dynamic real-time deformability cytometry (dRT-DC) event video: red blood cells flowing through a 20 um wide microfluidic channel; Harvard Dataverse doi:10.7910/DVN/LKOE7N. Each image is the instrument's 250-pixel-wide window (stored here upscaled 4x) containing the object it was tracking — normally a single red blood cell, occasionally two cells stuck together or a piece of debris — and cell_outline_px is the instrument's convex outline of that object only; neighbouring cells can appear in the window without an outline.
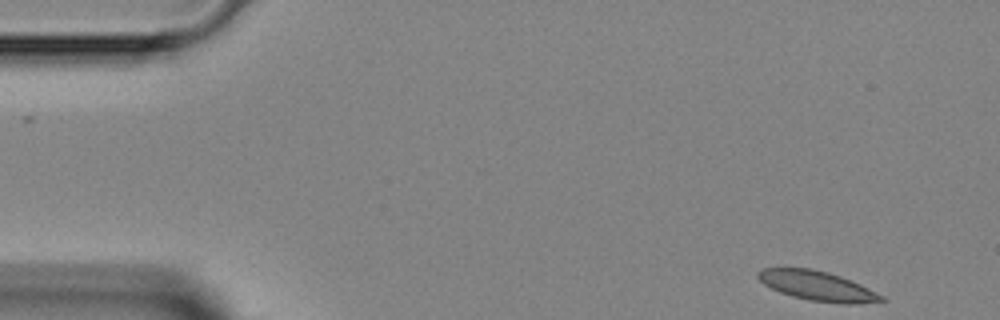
{"species": "Egyptian fruit bat (a non-hibernating species)", "species_latin": "Rousettus aegyptiacus", "temperature_condition": "room temperature", "stored_images_in_passage": 11, "camera_frame_rate_fps": 3000, "um_per_image_px": 0.085, "animal": {"sex": "female"}, "frame": {"image": 1, "passage_image": 1, "time_ms": 0.0, "image_size_px": [1000, 320], "cell_outline_px": [[888, 300], [860, 304], [844, 304], [808, 300], [792, 296], [780, 292], [764, 284], [756, 276], [756, 272], [760, 268], [812, 268], [828, 272], [840, 276], [860, 284], [884, 296]], "centroid_in_image_um": [69.48, 24.3], "position_along_channel_um": 15.5, "area_um2": 21.39}}
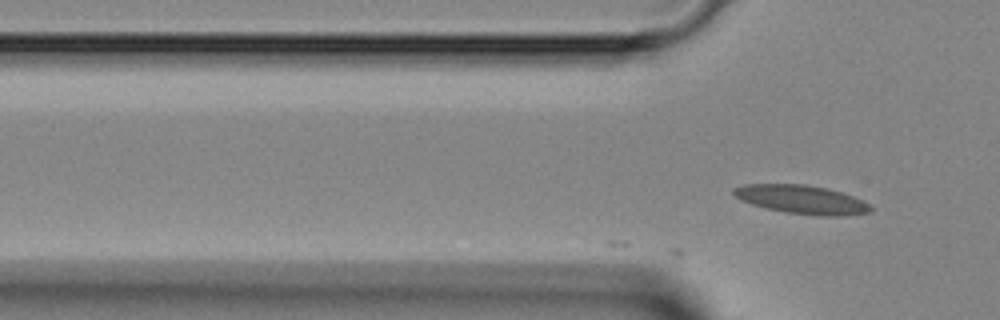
{"frame": {"image": 2, "passage_image": 11, "time_ms": 3.333, "image_size_px": [1000, 320], "cell_outline_px": [[872, 212], [840, 216], [820, 216], [784, 212], [752, 204], [740, 200], [732, 192], [732, 188], [744, 184], [804, 184], [828, 188], [864, 200], [872, 208]], "centroid_in_image_um": [68.14, 16.95], "position_along_channel_um": 57.7, "area_um2": 22.89}}